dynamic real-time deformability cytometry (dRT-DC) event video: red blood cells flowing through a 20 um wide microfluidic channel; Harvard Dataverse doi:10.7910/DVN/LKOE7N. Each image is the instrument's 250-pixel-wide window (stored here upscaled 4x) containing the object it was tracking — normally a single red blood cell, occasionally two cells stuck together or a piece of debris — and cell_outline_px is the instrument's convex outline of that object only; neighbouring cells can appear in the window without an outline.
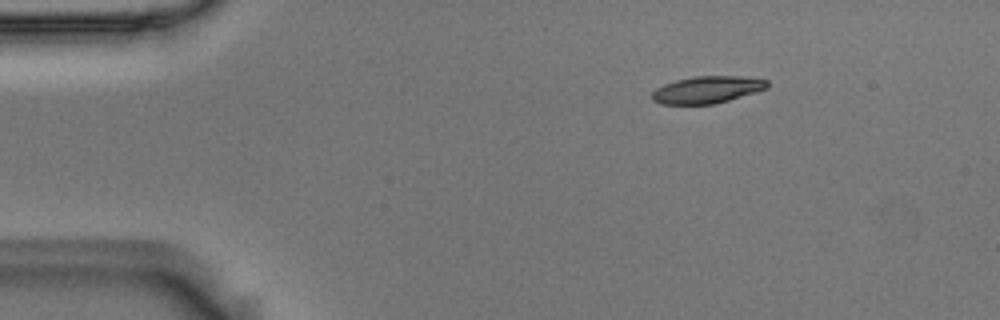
{"species": "Egyptian fruit bat (a non-hibernating species)", "species_latin": "Rousettus aegyptiacus", "temperature_condition": "room temperature", "stored_images_in_passage": 3, "camera_frame_rate_fps": 3000, "um_per_image_px": 0.085, "animal": {"sex": "male"}, "frame": {"image": 1, "passage_image": 1, "time_ms": 0.0, "image_size_px": [1000, 320], "cell_outline_px": [[768, 88], [716, 104], [660, 104], [652, 100], [652, 92], [656, 88], [664, 84], [676, 80], [692, 76], [740, 76], [768, 80]], "centroid_in_image_um": [60.09, 7.62], "position_along_channel_um": 24.9, "area_um2": 18.21}}